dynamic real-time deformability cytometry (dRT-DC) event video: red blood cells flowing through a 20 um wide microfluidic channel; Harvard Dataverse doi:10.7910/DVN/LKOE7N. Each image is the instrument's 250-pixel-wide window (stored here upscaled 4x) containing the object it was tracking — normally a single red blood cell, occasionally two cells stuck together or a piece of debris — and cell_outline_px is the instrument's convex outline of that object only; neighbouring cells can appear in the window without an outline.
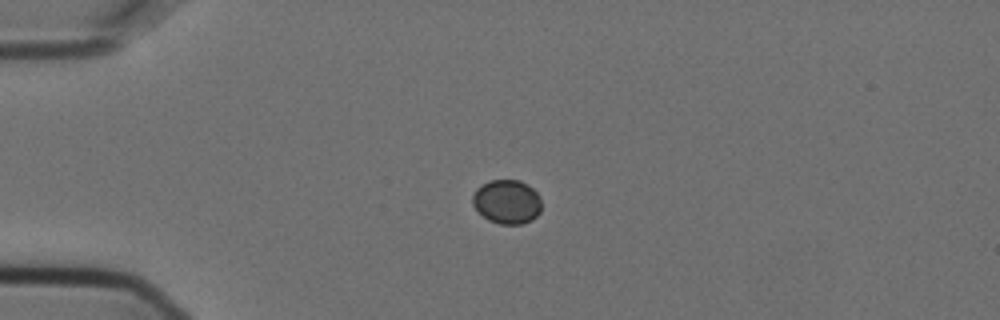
{"species": "Egyptian fruit bat (a non-hibernating species)", "species_latin": "Rousettus aegyptiacus", "temperature_condition": "cold", "stored_images_in_passage": 1, "camera_frame_rate_fps": 3000, "um_per_image_px": 0.085, "animal": {"sex": "female"}, "frame": {"image": 1, "passage_image": 1, "time_ms": 0.0, "image_size_px": [1000, 320], "cell_outline_px": [[540, 212], [532, 220], [520, 224], [500, 224], [488, 220], [472, 204], [472, 196], [476, 188], [480, 184], [488, 180], [520, 180], [528, 184], [540, 196]], "centroid_in_image_um": [43.08, 17.13], "position_along_channel_um": 41.9, "area_um2": 17.8}}